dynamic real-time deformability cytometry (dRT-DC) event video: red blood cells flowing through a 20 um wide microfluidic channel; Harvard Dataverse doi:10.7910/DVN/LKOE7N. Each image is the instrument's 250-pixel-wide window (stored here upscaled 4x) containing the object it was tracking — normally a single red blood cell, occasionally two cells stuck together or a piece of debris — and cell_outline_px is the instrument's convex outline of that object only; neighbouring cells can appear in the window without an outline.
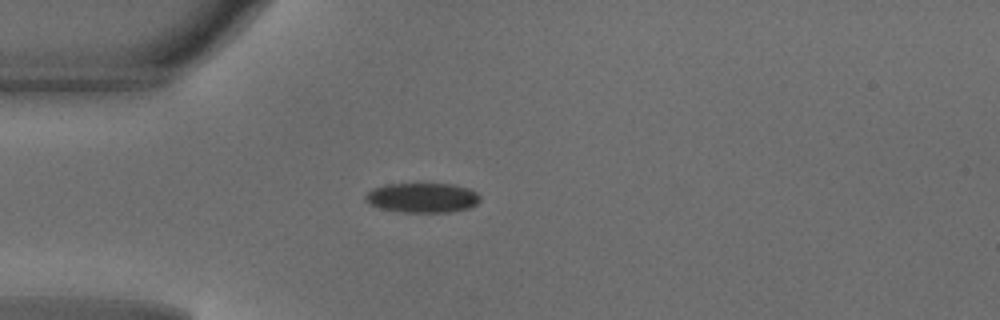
{"species": "common noctule bat (a hibernating species)", "species_latin": "Nyctalus noctula", "temperature_condition": "warm", "stored_images_in_passage": 32, "camera_frame_rate_fps": 3000, "um_per_image_px": 0.085, "animal": {"sex": "male", "body_mass_g": 18.8}, "frame": {"image": 1, "passage_image": 1, "time_ms": 0.0, "image_size_px": [1000, 320], "cell_outline_px": [[480, 200], [476, 204], [468, 208], [448, 212], [400, 212], [380, 208], [368, 204], [364, 200], [364, 196], [372, 188], [384, 184], [416, 180], [452, 184], [468, 188], [476, 192], [480, 196]], "centroid_in_image_um": [35.84, 16.74], "position_along_channel_um": 49.2, "area_um2": 20.92}}
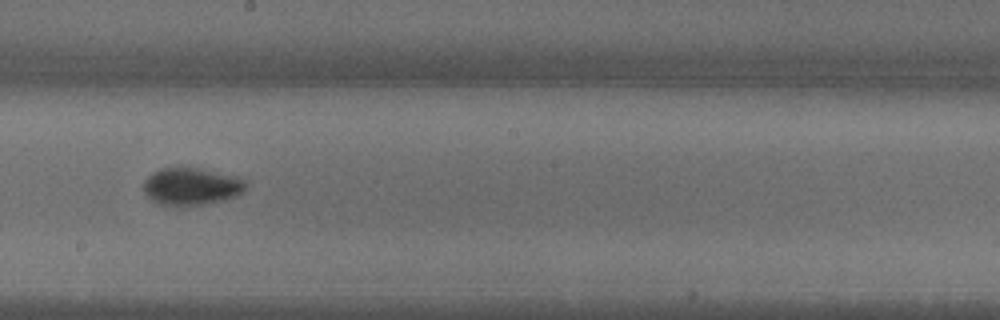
{"frame": {"image": 2, "passage_image": 15, "time_ms": 4.667, "image_size_px": [1000, 320], "cell_outline_px": [[244, 192], [236, 196], [224, 200], [204, 204], [156, 204], [144, 192], [144, 180], [152, 172], [160, 168], [176, 164], [196, 168], [232, 176], [244, 180]], "centroid_in_image_um": [16.2, 15.8], "position_along_channel_um": 232.0, "area_um2": 22.14}}
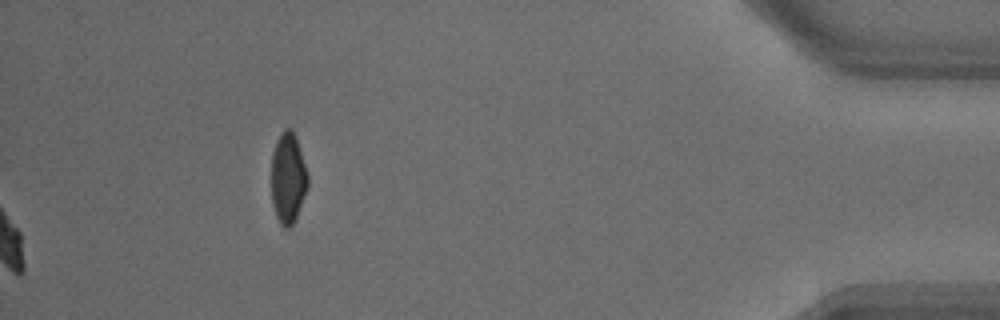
{"frame": {"image": 3, "passage_image": 32, "time_ms": 10.333, "image_size_px": [1000, 320], "cell_outline_px": [[308, 184], [296, 220], [288, 228], [284, 228], [280, 224], [276, 216], [272, 204], [272, 152], [276, 140], [284, 128], [292, 128], [296, 136], [308, 172]], "centroid_in_image_um": [24.49, 15.12], "position_along_channel_um": 410.7, "area_um2": 19.48}, "authors_computed_cell_mechanics": {"area_um2": 20.8658, "velocity_mm_per_s": 4.1583, "shape_relaxation_time_tau1_ms": 2.3975, "shape_relaxation_time_tau2_ms": null, "deformation_change_tau1": 0.1258, "deformation_change_tau2": null}}